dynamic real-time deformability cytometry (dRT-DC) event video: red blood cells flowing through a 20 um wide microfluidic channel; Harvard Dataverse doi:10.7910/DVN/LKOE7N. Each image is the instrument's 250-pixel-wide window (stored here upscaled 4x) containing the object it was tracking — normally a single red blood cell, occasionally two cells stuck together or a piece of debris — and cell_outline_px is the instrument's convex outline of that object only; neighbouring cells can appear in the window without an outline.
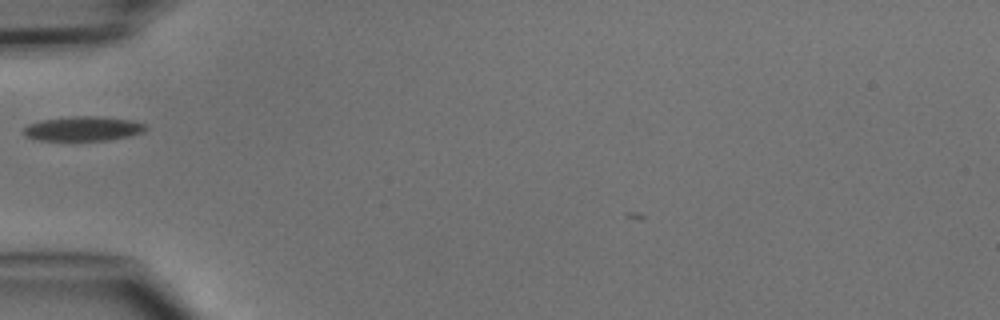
{"species": "common noctule bat (a hibernating species)", "species_latin": "Nyctalus noctula", "temperature_condition": "cold", "stored_images_in_passage": 4, "camera_frame_rate_fps": 3000, "um_per_image_px": 0.085, "animal": {"sex": "male", "body_mass_g": 15.6}, "frame": {"image": 1, "passage_image": 4, "time_ms": 3.667, "image_size_px": [1000, 320], "cell_outline_px": [[148, 128], [144, 132], [128, 136], [108, 140], [40, 140], [24, 136], [20, 132], [20, 128], [28, 124], [40, 120], [72, 116], [100, 116], [132, 120], [148, 124]], "centroid_in_image_um": [7.03, 10.92], "position_along_channel_um": 78.0, "area_um2": 17.8}}